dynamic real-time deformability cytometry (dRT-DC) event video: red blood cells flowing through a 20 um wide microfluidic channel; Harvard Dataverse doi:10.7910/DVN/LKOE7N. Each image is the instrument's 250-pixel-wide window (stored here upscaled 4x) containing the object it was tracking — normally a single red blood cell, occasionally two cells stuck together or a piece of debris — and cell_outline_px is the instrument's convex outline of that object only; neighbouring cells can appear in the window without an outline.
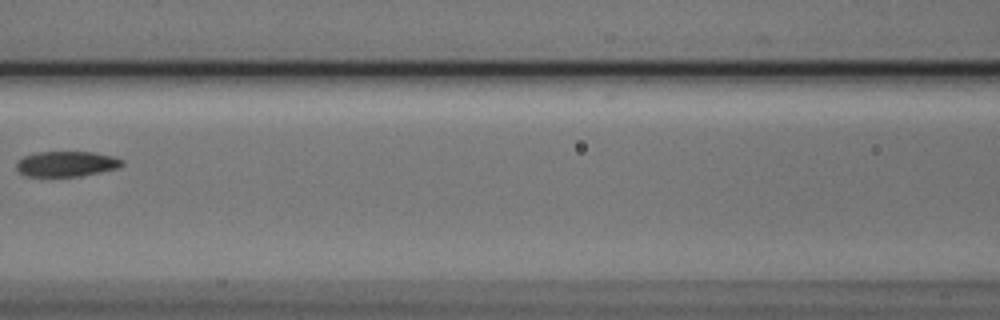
{"species": "Egyptian fruit bat (a non-hibernating species)", "species_latin": "Rousettus aegyptiacus", "temperature_condition": "cold", "stored_images_in_passage": 6, "camera_frame_rate_fps": 3000, "um_per_image_px": 0.085, "animal": {"sex": "male"}, "frame": {"image": 1, "passage_image": 5, "time_ms": 1.333, "image_size_px": [1000, 320], "cell_outline_px": [[124, 164], [116, 168], [80, 176], [28, 176], [20, 172], [16, 168], [16, 160], [24, 156], [36, 152], [92, 152], [112, 156], [124, 160]], "centroid_in_image_um": [5.62, 13.92], "position_along_channel_um": 161.0, "area_um2": 15.49}}
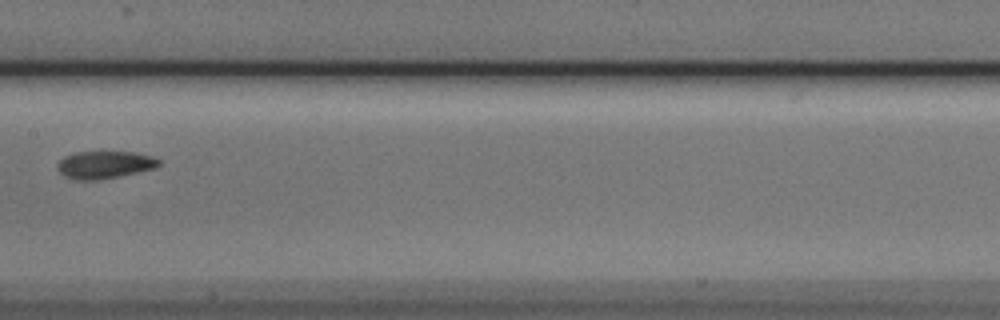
{"frame": {"image": 2, "passage_image": 6, "time_ms": 1.667, "image_size_px": [1000, 320], "cell_outline_px": [[160, 164], [156, 168], [96, 180], [76, 180], [64, 176], [56, 168], [56, 164], [64, 156], [76, 152], [136, 152], [152, 156], [160, 160]], "centroid_in_image_um": [8.87, 13.99], "position_along_channel_um": 198.5, "area_um2": 16.18}}